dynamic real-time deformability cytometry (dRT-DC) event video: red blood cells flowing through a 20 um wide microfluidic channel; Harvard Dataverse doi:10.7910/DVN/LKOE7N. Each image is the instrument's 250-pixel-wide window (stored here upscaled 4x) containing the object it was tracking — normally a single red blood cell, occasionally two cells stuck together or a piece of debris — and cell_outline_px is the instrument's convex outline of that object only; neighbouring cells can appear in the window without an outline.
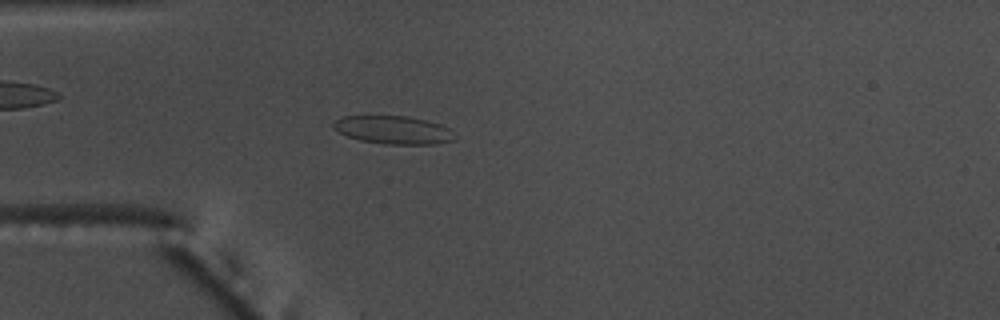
{"species": "common noctule bat (a hibernating species)", "species_latin": "Nyctalus noctula", "temperature_condition": "warm", "stored_images_in_passage": 13, "camera_frame_rate_fps": 3000, "um_per_image_px": 0.085, "animal": {"sex": "male", "body_mass_g": 17.5, "forearm_length_mm": 52.3}, "frame": {"image": 1, "passage_image": 9, "time_ms": 2.667, "image_size_px": [1000, 320], "cell_outline_px": [[456, 140], [436, 144], [384, 144], [360, 140], [348, 136], [332, 128], [332, 124], [336, 120], [344, 116], [368, 112], [408, 116], [440, 124], [448, 128]], "centroid_in_image_um": [33.35, 10.99], "position_along_channel_um": 51.7, "area_um2": 20.63}}